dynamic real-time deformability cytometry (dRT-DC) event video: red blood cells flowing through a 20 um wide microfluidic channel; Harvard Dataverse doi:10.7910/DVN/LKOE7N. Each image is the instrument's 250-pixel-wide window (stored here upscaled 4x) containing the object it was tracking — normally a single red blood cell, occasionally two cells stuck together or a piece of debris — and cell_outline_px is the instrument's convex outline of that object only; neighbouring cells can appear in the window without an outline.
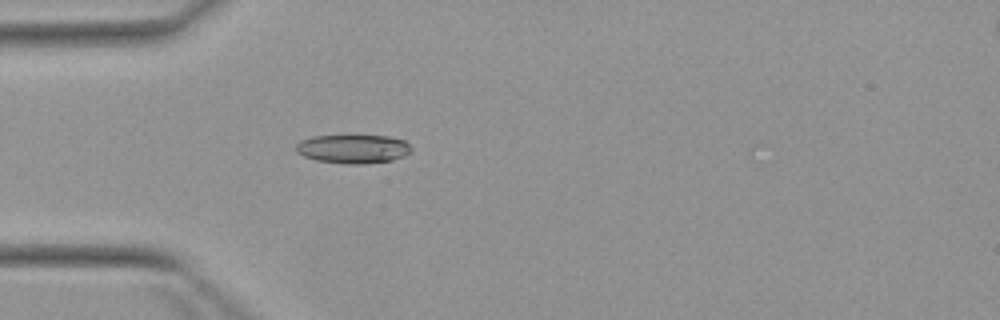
{"species": "Egyptian fruit bat (a non-hibernating species)", "species_latin": "Rousettus aegyptiacus", "temperature_condition": "warm", "stored_images_in_passage": 4, "camera_frame_rate_fps": 3000, "um_per_image_px": 0.085, "animal": {"sex": "female"}, "frame": {"image": 1, "passage_image": 4, "time_ms": 4.333, "image_size_px": [1000, 320], "cell_outline_px": [[412, 152], [404, 156], [392, 160], [364, 164], [348, 164], [316, 160], [304, 156], [296, 152], [296, 144], [300, 140], [312, 136], [388, 136], [404, 140], [412, 148]], "centroid_in_image_um": [30.02, 12.66], "position_along_channel_um": 55.0, "area_um2": 19.36}}